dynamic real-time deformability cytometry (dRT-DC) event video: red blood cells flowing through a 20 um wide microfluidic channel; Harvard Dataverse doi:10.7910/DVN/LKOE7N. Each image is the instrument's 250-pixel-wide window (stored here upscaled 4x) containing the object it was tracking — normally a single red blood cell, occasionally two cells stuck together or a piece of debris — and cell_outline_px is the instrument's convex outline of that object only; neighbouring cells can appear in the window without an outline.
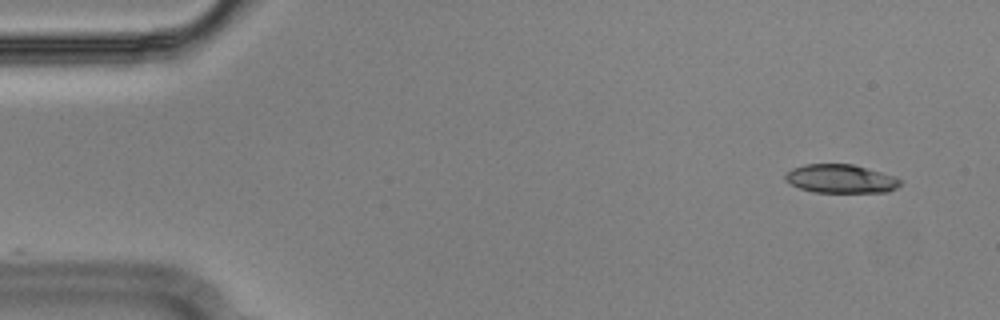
{"species": "Egyptian fruit bat (a non-hibernating species)", "species_latin": "Rousettus aegyptiacus", "temperature_condition": "cold", "stored_images_in_passage": 27, "camera_frame_rate_fps": 3000, "um_per_image_px": 0.085, "animal": {"sex": "male"}, "frame": {"image": 1, "passage_image": 1, "time_ms": 0.0, "image_size_px": [1000, 320], "cell_outline_px": [[900, 184], [896, 188], [888, 192], [812, 192], [800, 188], [784, 180], [784, 176], [792, 168], [804, 164], [852, 164], [896, 176], [900, 180]], "centroid_in_image_um": [71.45, 15.19], "position_along_channel_um": 13.5, "area_um2": 19.13}}
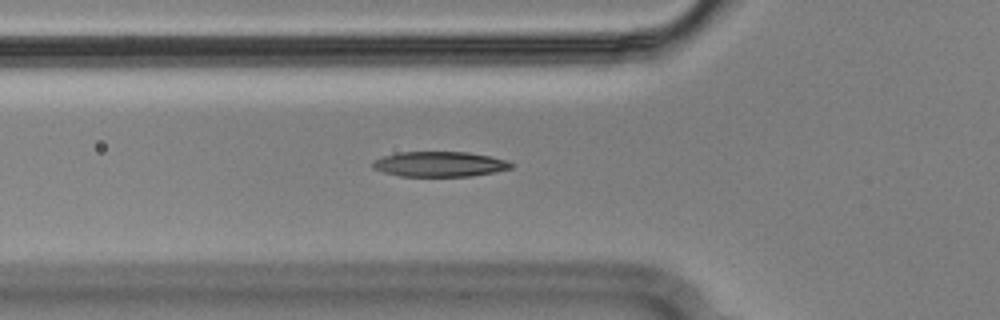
{"frame": {"image": 2, "passage_image": 16, "time_ms": 5.0, "image_size_px": [1000, 320], "cell_outline_px": [[512, 168], [496, 172], [468, 176], [400, 176], [384, 172], [372, 168], [372, 164], [376, 160], [384, 156], [400, 152], [468, 152], [508, 160], [512, 164]], "centroid_in_image_um": [37.39, 13.95], "position_along_channel_um": 88.4, "area_um2": 20.11}}
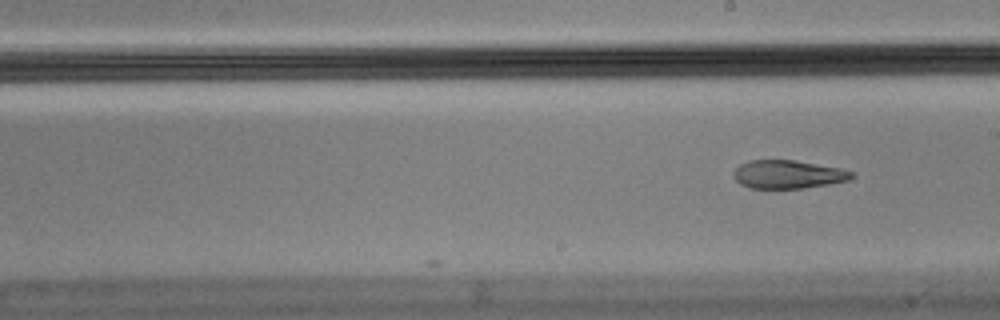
{"frame": {"image": 3, "passage_image": 27, "time_ms": 8.667, "image_size_px": [1000, 320], "cell_outline_px": [[856, 176], [848, 180], [828, 184], [804, 188], [748, 188], [740, 184], [732, 176], [732, 172], [740, 164], [748, 160], [796, 160], [840, 168], [852, 172]], "centroid_in_image_um": [66.95, 14.82], "position_along_channel_um": 222.1, "area_um2": 19.59}}